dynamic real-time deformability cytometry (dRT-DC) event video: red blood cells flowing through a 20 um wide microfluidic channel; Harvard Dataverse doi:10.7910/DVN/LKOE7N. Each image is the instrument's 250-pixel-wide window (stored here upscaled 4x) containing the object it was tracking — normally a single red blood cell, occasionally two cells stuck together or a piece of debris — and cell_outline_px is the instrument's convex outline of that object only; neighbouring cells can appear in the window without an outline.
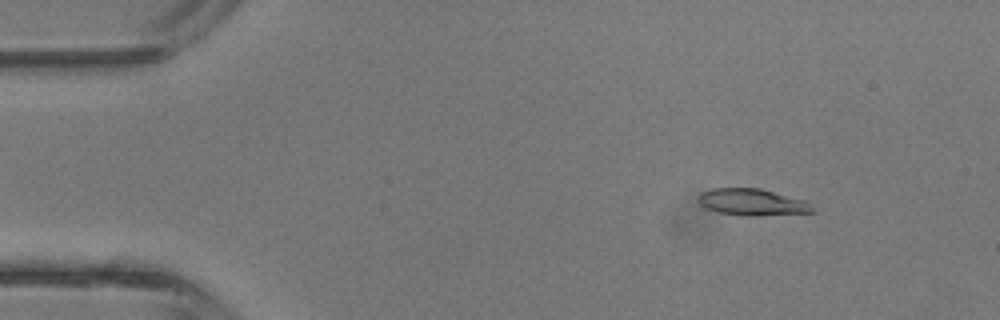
{"species": "common noctule bat (a hibernating species)", "species_latin": "Nyctalus noctula", "temperature_condition": "room temperature", "stored_images_in_passage": 44, "camera_frame_rate_fps": 3000, "um_per_image_px": 0.085, "animal": {"sex": "male", "body_mass_g": 13.3}, "frame": {"image": 1, "passage_image": 6, "time_ms": 1.667, "image_size_px": [1000, 320], "cell_outline_px": [[816, 212], [756, 216], [744, 216], [720, 212], [704, 208], [700, 204], [696, 196], [700, 192], [712, 188], [760, 188], [804, 200], [812, 204]], "centroid_in_image_um": [63.92, 17.18], "position_along_channel_um": 21.1, "area_um2": 17.98}}
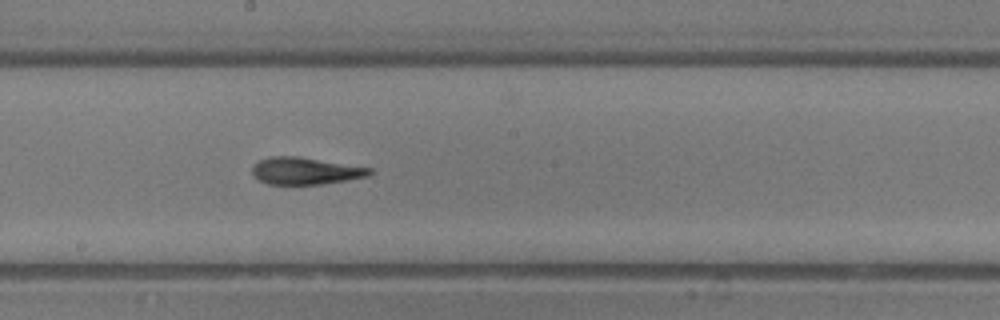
{"frame": {"image": 2, "passage_image": 24, "time_ms": 7.667, "image_size_px": [1000, 320], "cell_outline_px": [[372, 172], [368, 176], [348, 180], [320, 184], [268, 184], [252, 176], [252, 168], [260, 160], [272, 156], [296, 156], [372, 168]], "centroid_in_image_um": [25.95, 14.53], "position_along_channel_um": 222.2, "area_um2": 18.32}}
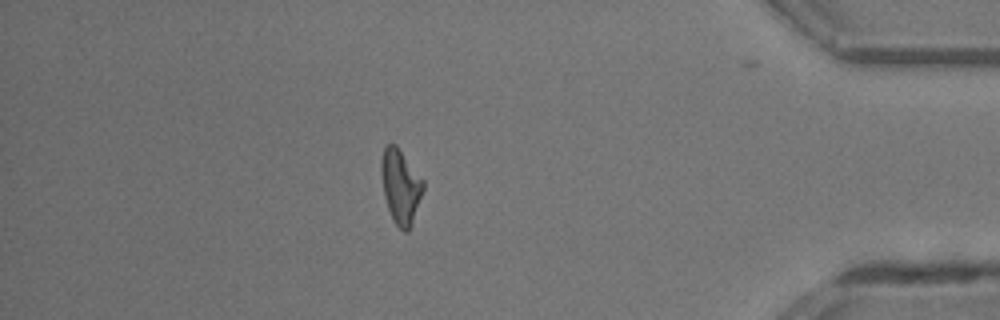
{"frame": {"image": 3, "passage_image": 38, "time_ms": 12.333, "image_size_px": [1000, 320], "cell_outline_px": [[424, 188], [412, 224], [408, 232], [404, 232], [396, 224], [388, 208], [384, 196], [380, 172], [380, 160], [384, 144], [396, 144], [424, 180]], "centroid_in_image_um": [34.04, 15.8], "position_along_channel_um": 401.2, "area_um2": 18.32}, "authors_computed_cell_mechanics": {"area_um2": 18.1492, "velocity_mm_per_s": 4.7589, "shape_relaxation_time_tau1_ms": 5.7712, "shape_relaxation_time_tau2_ms": 2.2188, "deformation_change_tau1": 0.1891, "deformation_change_tau2": 0.1072}}